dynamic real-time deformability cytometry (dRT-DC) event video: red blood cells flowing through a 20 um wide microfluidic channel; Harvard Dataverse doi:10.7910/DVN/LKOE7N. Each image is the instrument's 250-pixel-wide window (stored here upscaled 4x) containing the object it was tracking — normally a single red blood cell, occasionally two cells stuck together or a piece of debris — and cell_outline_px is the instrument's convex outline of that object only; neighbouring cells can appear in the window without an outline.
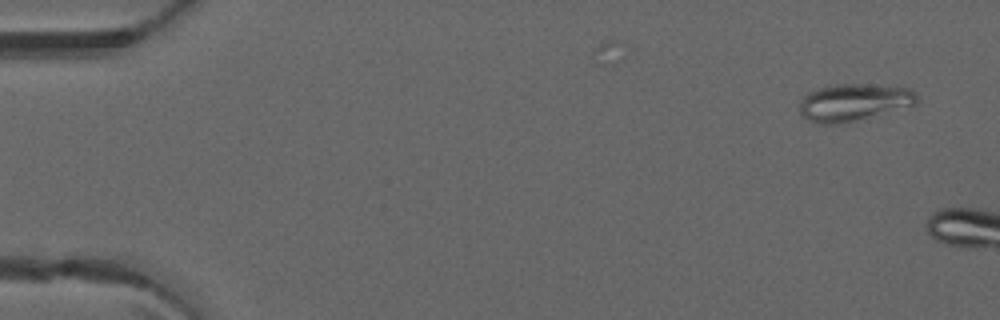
{"species": "common noctule bat (a hibernating species)", "species_latin": "Nyctalus noctula", "temperature_condition": "warm", "stored_images_in_passage": 6, "camera_frame_rate_fps": 3000, "um_per_image_px": 0.085, "animal": {"sex": "male", "forearm_length_mm": 52.5}, "frame": {"image": 1, "passage_image": 3, "time_ms": 0.667, "image_size_px": [1000, 320], "cell_outline_px": [[920, 100], [916, 104], [844, 124], [820, 124], [808, 120], [800, 112], [800, 104], [804, 96], [808, 92], [828, 84], [860, 84], [908, 88], [916, 92]], "centroid_in_image_um": [72.56, 8.7], "position_along_channel_um": 12.4, "area_um2": 25.49}}